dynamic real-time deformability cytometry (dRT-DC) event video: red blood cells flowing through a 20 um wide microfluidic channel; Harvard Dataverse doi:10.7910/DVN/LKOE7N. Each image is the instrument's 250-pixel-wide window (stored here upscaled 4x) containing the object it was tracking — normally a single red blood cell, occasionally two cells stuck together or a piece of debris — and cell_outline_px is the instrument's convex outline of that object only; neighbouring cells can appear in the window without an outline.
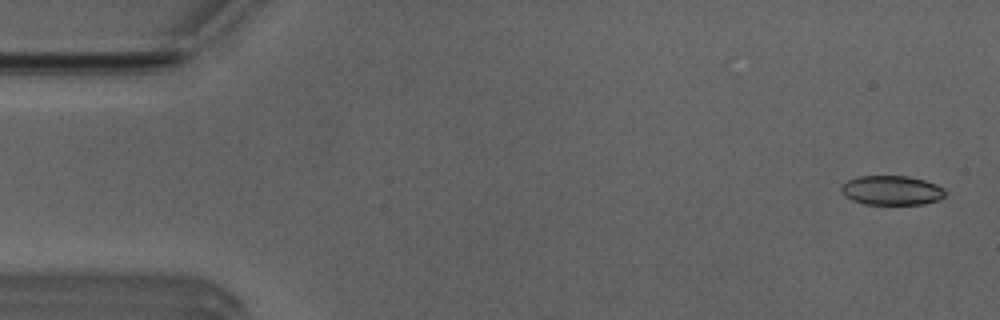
{"species": "Egyptian fruit bat (a non-hibernating species)", "species_latin": "Rousettus aegyptiacus", "temperature_condition": "room temperature", "stored_images_in_passage": 51, "camera_frame_rate_fps": 3000, "um_per_image_px": 0.085, "animal": {"sex": "male"}, "frame": {"image": 1, "passage_image": 2, "time_ms": 0.333, "image_size_px": [1000, 320], "cell_outline_px": [[944, 196], [940, 200], [924, 204], [864, 204], [852, 200], [844, 196], [840, 188], [848, 180], [856, 176], [908, 176], [924, 180], [936, 184], [944, 188]], "centroid_in_image_um": [75.79, 16.18], "position_along_channel_um": 9.2, "area_um2": 17.86}}
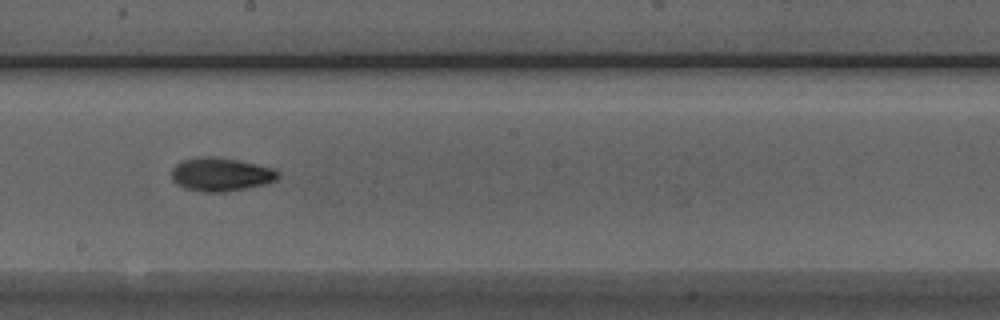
{"frame": {"image": 2, "passage_image": 28, "time_ms": 9.0, "image_size_px": [1000, 320], "cell_outline_px": [[280, 176], [276, 180], [264, 184], [224, 192], [204, 192], [184, 188], [176, 184], [172, 180], [172, 168], [176, 164], [184, 160], [200, 156], [216, 156], [236, 160], [272, 168], [280, 172]], "centroid_in_image_um": [18.75, 14.82], "position_along_channel_um": 229.5, "area_um2": 20.69}}
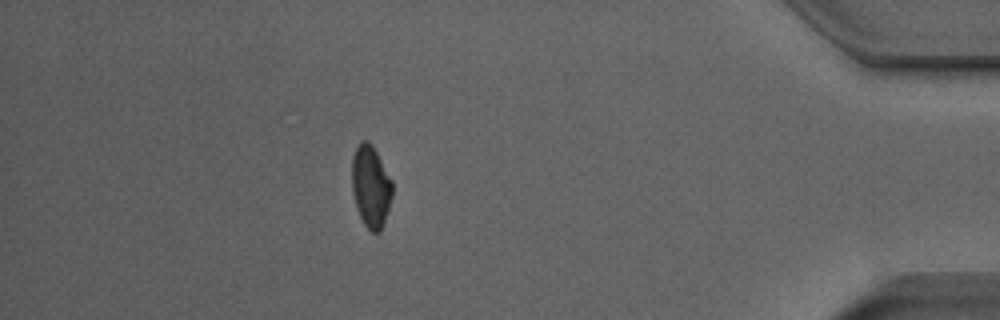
{"frame": {"image": 3, "passage_image": 45, "time_ms": 14.667, "image_size_px": [1000, 320], "cell_outline_px": [[392, 196], [380, 232], [372, 232], [364, 224], [356, 208], [352, 192], [352, 156], [360, 140], [368, 140], [372, 144], [392, 180]], "centroid_in_image_um": [31.5, 15.81], "position_along_channel_um": 403.7, "area_um2": 19.25}, "authors_computed_cell_mechanics": {"area_um2": 19.363, "velocity_mm_per_s": 3.9733, "shape_relaxation_time_tau1_ms": 3.5956, "shape_relaxation_time_tau2_ms": 3.2224, "deformation_change_tau1": 0.1356, "deformation_change_tau2": 0.0683}}